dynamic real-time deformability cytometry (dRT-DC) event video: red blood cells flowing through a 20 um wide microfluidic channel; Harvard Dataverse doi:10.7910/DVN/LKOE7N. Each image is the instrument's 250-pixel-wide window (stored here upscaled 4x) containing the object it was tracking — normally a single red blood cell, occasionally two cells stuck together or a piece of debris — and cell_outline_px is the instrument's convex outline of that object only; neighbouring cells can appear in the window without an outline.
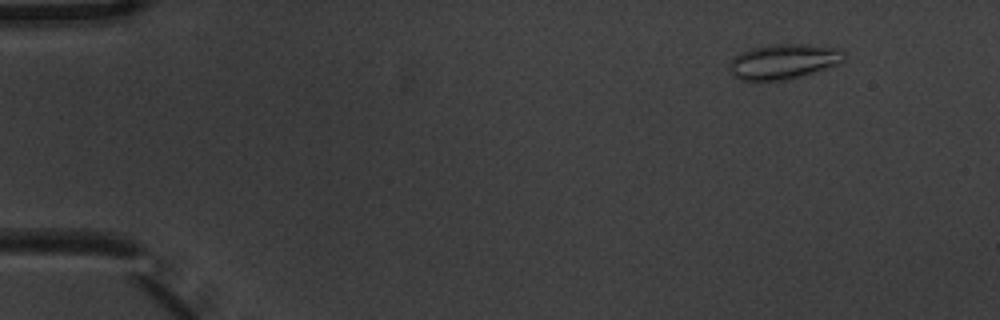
{"species": "common noctule bat (a hibernating species)", "species_latin": "Nyctalus noctula", "temperature_condition": "warm", "stored_images_in_passage": 4, "camera_frame_rate_fps": 3000, "um_per_image_px": 0.085, "animal": {"sex": "male", "body_mass_g": 20.1, "forearm_length_mm": 53.5}, "frame": {"image": 1, "passage_image": 1, "time_ms": 0.0, "image_size_px": [1000, 320], "cell_outline_px": [[848, 52], [844, 60], [840, 64], [788, 80], [740, 80], [732, 76], [728, 68], [728, 64], [740, 52], [752, 48], [772, 44], [804, 44], [840, 48]], "centroid_in_image_um": [66.64, 5.22], "position_along_channel_um": 18.4, "area_um2": 23.76}}
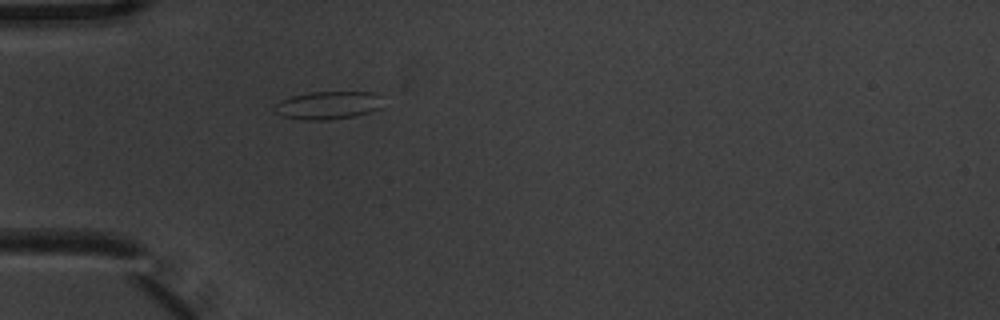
{"frame": {"image": 2, "passage_image": 4, "time_ms": 1.0, "image_size_px": [1000, 320], "cell_outline_px": [[384, 96], [380, 108], [372, 112], [352, 116], [328, 120], [304, 120], [284, 116], [276, 112], [276, 104], [280, 100], [292, 96], [312, 92], [372, 92]], "centroid_in_image_um": [27.95, 8.94], "position_along_channel_um": 57.0, "area_um2": 17.63}}